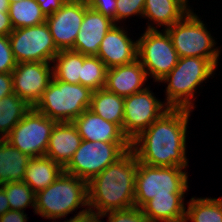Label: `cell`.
<instances>
[{"instance_id": "obj_12", "label": "cell", "mask_w": 222, "mask_h": 222, "mask_svg": "<svg viewBox=\"0 0 222 222\" xmlns=\"http://www.w3.org/2000/svg\"><path fill=\"white\" fill-rule=\"evenodd\" d=\"M169 109L170 107L156 99L147 87L124 97V135L131 142Z\"/></svg>"}, {"instance_id": "obj_3", "label": "cell", "mask_w": 222, "mask_h": 222, "mask_svg": "<svg viewBox=\"0 0 222 222\" xmlns=\"http://www.w3.org/2000/svg\"><path fill=\"white\" fill-rule=\"evenodd\" d=\"M79 206H88L87 182L65 172L36 193L35 213L46 219L63 218Z\"/></svg>"}, {"instance_id": "obj_10", "label": "cell", "mask_w": 222, "mask_h": 222, "mask_svg": "<svg viewBox=\"0 0 222 222\" xmlns=\"http://www.w3.org/2000/svg\"><path fill=\"white\" fill-rule=\"evenodd\" d=\"M9 39L17 63H50L59 53L46 22L14 29L10 33Z\"/></svg>"}, {"instance_id": "obj_5", "label": "cell", "mask_w": 222, "mask_h": 222, "mask_svg": "<svg viewBox=\"0 0 222 222\" xmlns=\"http://www.w3.org/2000/svg\"><path fill=\"white\" fill-rule=\"evenodd\" d=\"M93 91L81 84H71L54 77L33 107L57 122H73L90 108Z\"/></svg>"}, {"instance_id": "obj_19", "label": "cell", "mask_w": 222, "mask_h": 222, "mask_svg": "<svg viewBox=\"0 0 222 222\" xmlns=\"http://www.w3.org/2000/svg\"><path fill=\"white\" fill-rule=\"evenodd\" d=\"M81 141L82 138L73 122H57L49 138L45 156L65 168Z\"/></svg>"}, {"instance_id": "obj_26", "label": "cell", "mask_w": 222, "mask_h": 222, "mask_svg": "<svg viewBox=\"0 0 222 222\" xmlns=\"http://www.w3.org/2000/svg\"><path fill=\"white\" fill-rule=\"evenodd\" d=\"M84 55L74 50H60L53 59V77L56 80L79 84ZM56 63V64H55Z\"/></svg>"}, {"instance_id": "obj_28", "label": "cell", "mask_w": 222, "mask_h": 222, "mask_svg": "<svg viewBox=\"0 0 222 222\" xmlns=\"http://www.w3.org/2000/svg\"><path fill=\"white\" fill-rule=\"evenodd\" d=\"M187 203L184 222H222V198L192 197Z\"/></svg>"}, {"instance_id": "obj_27", "label": "cell", "mask_w": 222, "mask_h": 222, "mask_svg": "<svg viewBox=\"0 0 222 222\" xmlns=\"http://www.w3.org/2000/svg\"><path fill=\"white\" fill-rule=\"evenodd\" d=\"M8 13L13 29L36 26L46 22V17L35 0L10 3Z\"/></svg>"}, {"instance_id": "obj_40", "label": "cell", "mask_w": 222, "mask_h": 222, "mask_svg": "<svg viewBox=\"0 0 222 222\" xmlns=\"http://www.w3.org/2000/svg\"><path fill=\"white\" fill-rule=\"evenodd\" d=\"M10 210L7 195L4 188L0 185V216Z\"/></svg>"}, {"instance_id": "obj_17", "label": "cell", "mask_w": 222, "mask_h": 222, "mask_svg": "<svg viewBox=\"0 0 222 222\" xmlns=\"http://www.w3.org/2000/svg\"><path fill=\"white\" fill-rule=\"evenodd\" d=\"M73 124L82 140L107 143H131L122 129L115 123L104 120L91 109L85 110Z\"/></svg>"}, {"instance_id": "obj_25", "label": "cell", "mask_w": 222, "mask_h": 222, "mask_svg": "<svg viewBox=\"0 0 222 222\" xmlns=\"http://www.w3.org/2000/svg\"><path fill=\"white\" fill-rule=\"evenodd\" d=\"M31 108L15 93L0 99V139H5Z\"/></svg>"}, {"instance_id": "obj_1", "label": "cell", "mask_w": 222, "mask_h": 222, "mask_svg": "<svg viewBox=\"0 0 222 222\" xmlns=\"http://www.w3.org/2000/svg\"><path fill=\"white\" fill-rule=\"evenodd\" d=\"M191 112L185 108H170L133 139L131 150L137 160L149 166L186 169V132Z\"/></svg>"}, {"instance_id": "obj_20", "label": "cell", "mask_w": 222, "mask_h": 222, "mask_svg": "<svg viewBox=\"0 0 222 222\" xmlns=\"http://www.w3.org/2000/svg\"><path fill=\"white\" fill-rule=\"evenodd\" d=\"M184 195L154 196L141 210L151 222H184Z\"/></svg>"}, {"instance_id": "obj_30", "label": "cell", "mask_w": 222, "mask_h": 222, "mask_svg": "<svg viewBox=\"0 0 222 222\" xmlns=\"http://www.w3.org/2000/svg\"><path fill=\"white\" fill-rule=\"evenodd\" d=\"M7 195L10 210L24 211L28 206H33L35 211L36 193L25 182H10L1 185Z\"/></svg>"}, {"instance_id": "obj_11", "label": "cell", "mask_w": 222, "mask_h": 222, "mask_svg": "<svg viewBox=\"0 0 222 222\" xmlns=\"http://www.w3.org/2000/svg\"><path fill=\"white\" fill-rule=\"evenodd\" d=\"M56 123L32 107L5 140L30 158L45 156Z\"/></svg>"}, {"instance_id": "obj_35", "label": "cell", "mask_w": 222, "mask_h": 222, "mask_svg": "<svg viewBox=\"0 0 222 222\" xmlns=\"http://www.w3.org/2000/svg\"><path fill=\"white\" fill-rule=\"evenodd\" d=\"M45 17L57 12L67 0H35Z\"/></svg>"}, {"instance_id": "obj_36", "label": "cell", "mask_w": 222, "mask_h": 222, "mask_svg": "<svg viewBox=\"0 0 222 222\" xmlns=\"http://www.w3.org/2000/svg\"><path fill=\"white\" fill-rule=\"evenodd\" d=\"M13 93L12 73H0V99Z\"/></svg>"}, {"instance_id": "obj_16", "label": "cell", "mask_w": 222, "mask_h": 222, "mask_svg": "<svg viewBox=\"0 0 222 222\" xmlns=\"http://www.w3.org/2000/svg\"><path fill=\"white\" fill-rule=\"evenodd\" d=\"M113 25L114 21L88 6L74 42V51L87 56H96L102 40Z\"/></svg>"}, {"instance_id": "obj_29", "label": "cell", "mask_w": 222, "mask_h": 222, "mask_svg": "<svg viewBox=\"0 0 222 222\" xmlns=\"http://www.w3.org/2000/svg\"><path fill=\"white\" fill-rule=\"evenodd\" d=\"M108 68L97 56L84 55L79 84L97 91L105 87Z\"/></svg>"}, {"instance_id": "obj_37", "label": "cell", "mask_w": 222, "mask_h": 222, "mask_svg": "<svg viewBox=\"0 0 222 222\" xmlns=\"http://www.w3.org/2000/svg\"><path fill=\"white\" fill-rule=\"evenodd\" d=\"M9 9H0V35L9 36L14 30L11 24Z\"/></svg>"}, {"instance_id": "obj_24", "label": "cell", "mask_w": 222, "mask_h": 222, "mask_svg": "<svg viewBox=\"0 0 222 222\" xmlns=\"http://www.w3.org/2000/svg\"><path fill=\"white\" fill-rule=\"evenodd\" d=\"M89 109L104 120L117 124L123 131L124 97L101 88L93 91Z\"/></svg>"}, {"instance_id": "obj_4", "label": "cell", "mask_w": 222, "mask_h": 222, "mask_svg": "<svg viewBox=\"0 0 222 222\" xmlns=\"http://www.w3.org/2000/svg\"><path fill=\"white\" fill-rule=\"evenodd\" d=\"M216 66L201 57L179 58L176 66L160 81L167 82L166 104L170 108L194 109L196 87L214 74ZM169 82V83H168Z\"/></svg>"}, {"instance_id": "obj_22", "label": "cell", "mask_w": 222, "mask_h": 222, "mask_svg": "<svg viewBox=\"0 0 222 222\" xmlns=\"http://www.w3.org/2000/svg\"><path fill=\"white\" fill-rule=\"evenodd\" d=\"M30 159L8 141L0 139V185L23 181Z\"/></svg>"}, {"instance_id": "obj_39", "label": "cell", "mask_w": 222, "mask_h": 222, "mask_svg": "<svg viewBox=\"0 0 222 222\" xmlns=\"http://www.w3.org/2000/svg\"><path fill=\"white\" fill-rule=\"evenodd\" d=\"M24 211L8 210L0 216V222H27Z\"/></svg>"}, {"instance_id": "obj_2", "label": "cell", "mask_w": 222, "mask_h": 222, "mask_svg": "<svg viewBox=\"0 0 222 222\" xmlns=\"http://www.w3.org/2000/svg\"><path fill=\"white\" fill-rule=\"evenodd\" d=\"M137 167V157L130 149L93 177L87 183L89 212L102 216L109 211L134 207Z\"/></svg>"}, {"instance_id": "obj_8", "label": "cell", "mask_w": 222, "mask_h": 222, "mask_svg": "<svg viewBox=\"0 0 222 222\" xmlns=\"http://www.w3.org/2000/svg\"><path fill=\"white\" fill-rule=\"evenodd\" d=\"M130 149L131 143L82 140L71 161L64 168V172L79 177L88 183Z\"/></svg>"}, {"instance_id": "obj_14", "label": "cell", "mask_w": 222, "mask_h": 222, "mask_svg": "<svg viewBox=\"0 0 222 222\" xmlns=\"http://www.w3.org/2000/svg\"><path fill=\"white\" fill-rule=\"evenodd\" d=\"M46 62L17 63L12 72L13 92L34 107L53 78V67Z\"/></svg>"}, {"instance_id": "obj_13", "label": "cell", "mask_w": 222, "mask_h": 222, "mask_svg": "<svg viewBox=\"0 0 222 222\" xmlns=\"http://www.w3.org/2000/svg\"><path fill=\"white\" fill-rule=\"evenodd\" d=\"M88 3L67 0L62 7L46 17L54 44L60 50H74V42L85 15Z\"/></svg>"}, {"instance_id": "obj_9", "label": "cell", "mask_w": 222, "mask_h": 222, "mask_svg": "<svg viewBox=\"0 0 222 222\" xmlns=\"http://www.w3.org/2000/svg\"><path fill=\"white\" fill-rule=\"evenodd\" d=\"M137 42V59L147 76L151 74L154 81L160 82L176 66L179 59L168 32H160L157 26L149 24Z\"/></svg>"}, {"instance_id": "obj_34", "label": "cell", "mask_w": 222, "mask_h": 222, "mask_svg": "<svg viewBox=\"0 0 222 222\" xmlns=\"http://www.w3.org/2000/svg\"><path fill=\"white\" fill-rule=\"evenodd\" d=\"M88 6L116 24V0H90Z\"/></svg>"}, {"instance_id": "obj_7", "label": "cell", "mask_w": 222, "mask_h": 222, "mask_svg": "<svg viewBox=\"0 0 222 222\" xmlns=\"http://www.w3.org/2000/svg\"><path fill=\"white\" fill-rule=\"evenodd\" d=\"M172 44L179 56L201 57L216 67L220 51L207 27L191 10L178 22L167 28Z\"/></svg>"}, {"instance_id": "obj_42", "label": "cell", "mask_w": 222, "mask_h": 222, "mask_svg": "<svg viewBox=\"0 0 222 222\" xmlns=\"http://www.w3.org/2000/svg\"><path fill=\"white\" fill-rule=\"evenodd\" d=\"M18 1H21V0H9L10 3H14V2H18Z\"/></svg>"}, {"instance_id": "obj_15", "label": "cell", "mask_w": 222, "mask_h": 222, "mask_svg": "<svg viewBox=\"0 0 222 222\" xmlns=\"http://www.w3.org/2000/svg\"><path fill=\"white\" fill-rule=\"evenodd\" d=\"M138 42L128 37L123 27L113 25L102 40L97 57L109 69L131 63L137 59Z\"/></svg>"}, {"instance_id": "obj_32", "label": "cell", "mask_w": 222, "mask_h": 222, "mask_svg": "<svg viewBox=\"0 0 222 222\" xmlns=\"http://www.w3.org/2000/svg\"><path fill=\"white\" fill-rule=\"evenodd\" d=\"M116 23L132 15L143 17L145 0H116Z\"/></svg>"}, {"instance_id": "obj_38", "label": "cell", "mask_w": 222, "mask_h": 222, "mask_svg": "<svg viewBox=\"0 0 222 222\" xmlns=\"http://www.w3.org/2000/svg\"><path fill=\"white\" fill-rule=\"evenodd\" d=\"M101 216L97 214H92L89 212V209H83L79 211L73 218L64 222H102L99 220Z\"/></svg>"}, {"instance_id": "obj_43", "label": "cell", "mask_w": 222, "mask_h": 222, "mask_svg": "<svg viewBox=\"0 0 222 222\" xmlns=\"http://www.w3.org/2000/svg\"><path fill=\"white\" fill-rule=\"evenodd\" d=\"M83 2H85V3H88L90 0H82Z\"/></svg>"}, {"instance_id": "obj_41", "label": "cell", "mask_w": 222, "mask_h": 222, "mask_svg": "<svg viewBox=\"0 0 222 222\" xmlns=\"http://www.w3.org/2000/svg\"><path fill=\"white\" fill-rule=\"evenodd\" d=\"M9 0H0V9H9Z\"/></svg>"}, {"instance_id": "obj_18", "label": "cell", "mask_w": 222, "mask_h": 222, "mask_svg": "<svg viewBox=\"0 0 222 222\" xmlns=\"http://www.w3.org/2000/svg\"><path fill=\"white\" fill-rule=\"evenodd\" d=\"M146 80V71L141 62L136 59L128 64L109 68L104 88L119 96L127 97L144 90L146 87L143 83Z\"/></svg>"}, {"instance_id": "obj_21", "label": "cell", "mask_w": 222, "mask_h": 222, "mask_svg": "<svg viewBox=\"0 0 222 222\" xmlns=\"http://www.w3.org/2000/svg\"><path fill=\"white\" fill-rule=\"evenodd\" d=\"M187 0H145L143 17L165 30L180 21L191 9Z\"/></svg>"}, {"instance_id": "obj_31", "label": "cell", "mask_w": 222, "mask_h": 222, "mask_svg": "<svg viewBox=\"0 0 222 222\" xmlns=\"http://www.w3.org/2000/svg\"><path fill=\"white\" fill-rule=\"evenodd\" d=\"M108 215L109 222H151L143 213L141 208L131 207L124 210H113L104 213L101 217Z\"/></svg>"}, {"instance_id": "obj_23", "label": "cell", "mask_w": 222, "mask_h": 222, "mask_svg": "<svg viewBox=\"0 0 222 222\" xmlns=\"http://www.w3.org/2000/svg\"><path fill=\"white\" fill-rule=\"evenodd\" d=\"M63 172L64 168L49 157H34L28 162L23 182L37 193L52 184Z\"/></svg>"}, {"instance_id": "obj_33", "label": "cell", "mask_w": 222, "mask_h": 222, "mask_svg": "<svg viewBox=\"0 0 222 222\" xmlns=\"http://www.w3.org/2000/svg\"><path fill=\"white\" fill-rule=\"evenodd\" d=\"M16 65L9 36L0 35V73H12Z\"/></svg>"}, {"instance_id": "obj_6", "label": "cell", "mask_w": 222, "mask_h": 222, "mask_svg": "<svg viewBox=\"0 0 222 222\" xmlns=\"http://www.w3.org/2000/svg\"><path fill=\"white\" fill-rule=\"evenodd\" d=\"M183 167H155L138 161L135 179V207L141 208L154 196L184 195L188 189Z\"/></svg>"}]
</instances>
